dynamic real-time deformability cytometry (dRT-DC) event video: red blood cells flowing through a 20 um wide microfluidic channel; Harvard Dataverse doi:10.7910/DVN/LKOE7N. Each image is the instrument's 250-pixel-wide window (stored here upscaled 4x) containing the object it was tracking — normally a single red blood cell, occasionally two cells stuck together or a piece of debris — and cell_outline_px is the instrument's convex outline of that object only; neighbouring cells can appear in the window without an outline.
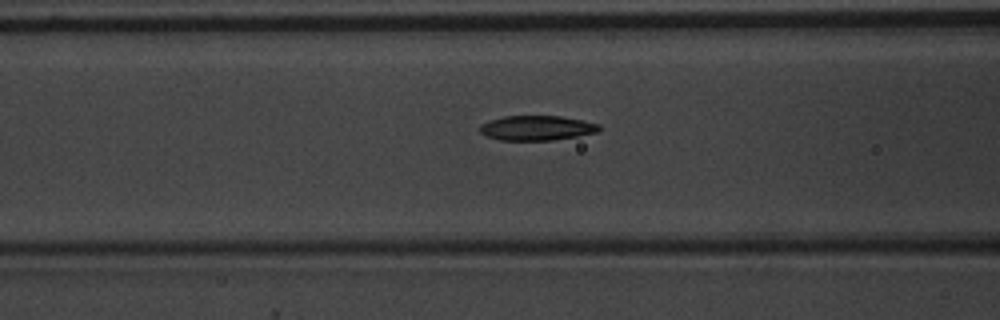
{"species": "common noctule bat (a hibernating species)", "species_latin": "Nyctalus noctula", "temperature_condition": "warm", "stored_images_in_passage": 32, "camera_frame_rate_fps": 3000, "um_per_image_px": 0.085, "animal": {"sex": "male", "body_mass_g": 20.1, "forearm_length_mm": 53.5}, "frame": {"image": 1, "passage_image": 14, "time_ms": 4.333, "image_size_px": [1000, 320], "cell_outline_px": [[600, 128], [596, 132], [580, 136], [552, 140], [500, 140], [484, 136], [480, 132], [480, 124], [488, 120], [504, 116], [560, 116], [600, 124]], "centroid_in_image_um": [45.58, 10.88], "position_along_channel_um": 121.0, "area_um2": 17.28}}